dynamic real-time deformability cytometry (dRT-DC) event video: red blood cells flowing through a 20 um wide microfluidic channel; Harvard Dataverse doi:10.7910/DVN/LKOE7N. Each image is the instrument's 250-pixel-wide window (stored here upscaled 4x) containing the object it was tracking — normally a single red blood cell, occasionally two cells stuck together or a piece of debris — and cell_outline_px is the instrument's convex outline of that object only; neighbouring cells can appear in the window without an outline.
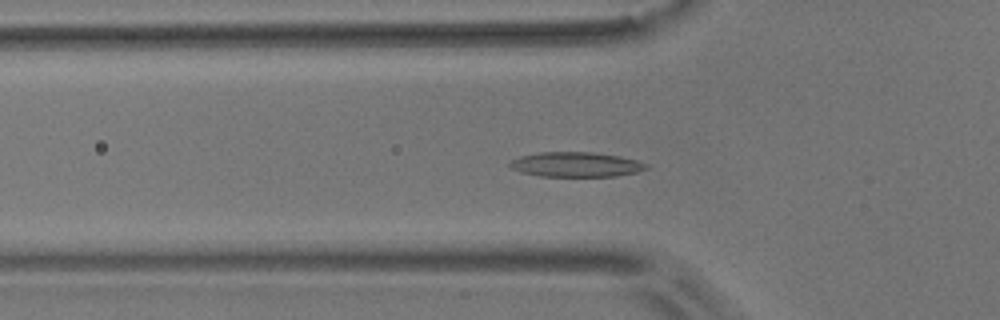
{"species": "common noctule bat (a hibernating species)", "species_latin": "Nyctalus noctula", "temperature_condition": "room temperature", "stored_images_in_passage": 56, "camera_frame_rate_fps": 3000, "um_per_image_px": 0.085, "animal": {"sex": "male", "body_mass_g": 17.9}, "frame": {"image": 1, "passage_image": 19, "time_ms": 6.0, "image_size_px": [1000, 320], "cell_outline_px": [[648, 168], [636, 172], [616, 176], [540, 176], [520, 172], [512, 168], [508, 164], [508, 160], [520, 156], [540, 152], [592, 152], [620, 156], [636, 160], [648, 164]], "centroid_in_image_um": [48.92, 13.98], "position_along_channel_um": 76.9, "area_um2": 19.77}}
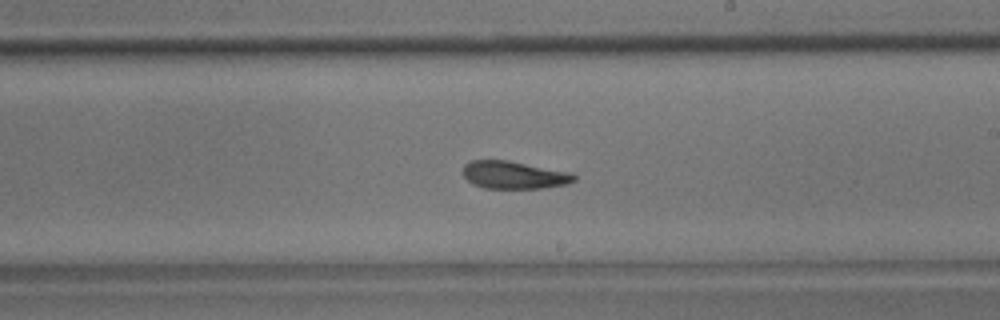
{"frame": {"image": 2, "passage_image": 33, "time_ms": 10.667, "image_size_px": [1000, 320], "cell_outline_px": [[576, 180], [568, 184], [540, 188], [484, 188], [472, 184], [464, 176], [464, 164], [472, 160], [508, 160], [572, 172], [576, 176]], "centroid_in_image_um": [43.71, 14.87], "position_along_channel_um": 245.3, "area_um2": 17.98}}
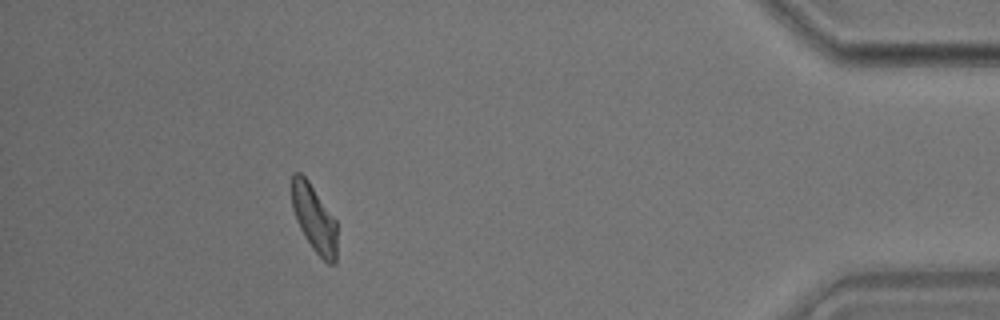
{"frame": {"image": 3, "passage_image": 51, "time_ms": 16.667, "image_size_px": [1000, 320], "cell_outline_px": [[336, 264], [328, 264], [312, 248], [304, 236], [296, 220], [292, 208], [292, 172], [300, 172], [308, 180], [336, 220]], "centroid_in_image_um": [26.7, 18.57], "position_along_channel_um": 408.5, "area_um2": 17.63}, "authors_computed_cell_mechanics": {"area_um2": 18.9873, "velocity_mm_per_s": 3.6036, "shape_relaxation_time_tau1_ms": 6.5915, "shape_relaxation_time_tau2_ms": 4.2444, "deformation_change_tau1": 0.1703, "deformation_change_tau2": 0.1104}}